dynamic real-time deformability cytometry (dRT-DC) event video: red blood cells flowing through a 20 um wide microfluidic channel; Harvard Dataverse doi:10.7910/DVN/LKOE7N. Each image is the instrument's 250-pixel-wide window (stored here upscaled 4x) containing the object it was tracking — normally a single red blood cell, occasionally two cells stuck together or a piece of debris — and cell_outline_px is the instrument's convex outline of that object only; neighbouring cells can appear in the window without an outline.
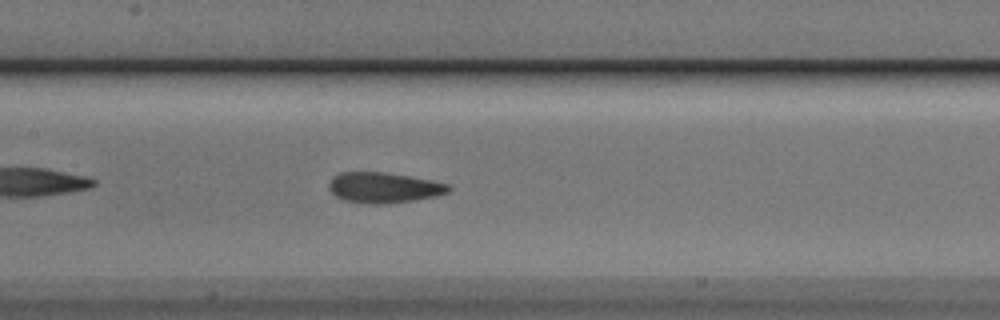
{"species": "Egyptian fruit bat (a non-hibernating species)", "species_latin": "Rousettus aegyptiacus", "temperature_condition": "cold", "stored_images_in_passage": 41, "camera_frame_rate_fps": 3000, "um_per_image_px": 0.085, "animal": {"sex": "male"}, "frame": {"image": 1, "passage_image": 12, "time_ms": 3.667, "image_size_px": [1000, 320], "cell_outline_px": [[452, 188], [448, 192], [436, 196], [416, 200], [388, 204], [364, 204], [344, 200], [336, 196], [328, 188], [328, 184], [332, 176], [340, 172], [384, 172], [432, 180], [452, 184]], "centroid_in_image_um": [32.63, 15.95], "position_along_channel_um": 174.8, "area_um2": 21.62}}
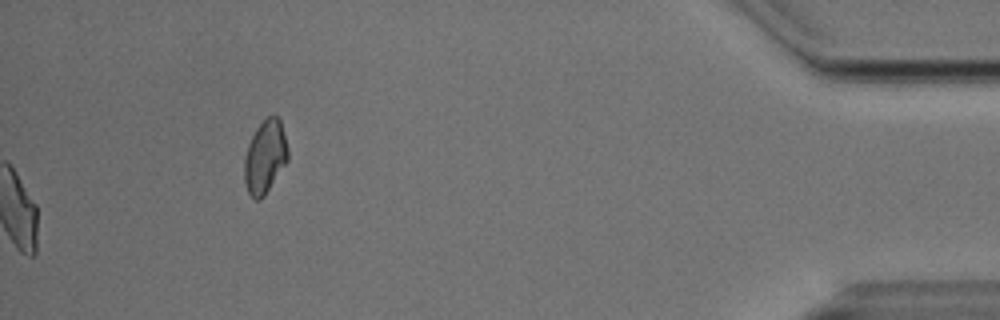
{"frame": {"image": 2, "passage_image": 41, "time_ms": 13.333, "image_size_px": [1000, 320], "cell_outline_px": [[288, 160], [264, 196], [260, 200], [256, 200], [248, 192], [244, 180], [244, 156], [248, 144], [256, 128], [268, 116], [276, 116], [280, 120], [288, 148]], "centroid_in_image_um": [22.52, 13.34], "position_along_channel_um": 412.7, "area_um2": 18.44}, "authors_computed_cell_mechanics": {"area_um2": 21.386, "velocity_mm_per_s": 3.7699, "shape_relaxation_time_tau1_ms": 4.6659, "shape_relaxation_time_tau2_ms": 1.8389, "deformation_change_tau1": 0.1318, "deformation_change_tau2": 0.0651}}